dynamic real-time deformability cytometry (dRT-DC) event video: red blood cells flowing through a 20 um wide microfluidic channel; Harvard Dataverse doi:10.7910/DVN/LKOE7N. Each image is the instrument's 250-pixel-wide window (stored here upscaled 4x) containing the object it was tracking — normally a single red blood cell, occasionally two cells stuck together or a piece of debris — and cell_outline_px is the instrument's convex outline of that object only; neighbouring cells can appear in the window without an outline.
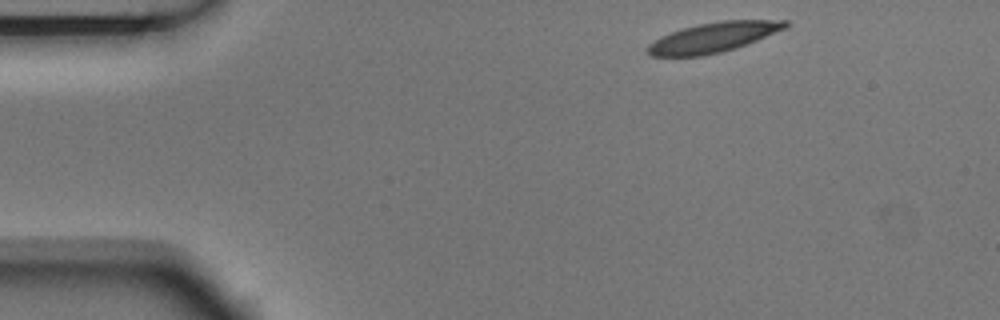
{"species": "Egyptian fruit bat (a non-hibernating species)", "species_latin": "Rousettus aegyptiacus", "temperature_condition": "room temperature", "stored_images_in_passage": 3, "camera_frame_rate_fps": 3000, "um_per_image_px": 0.085, "animal": {"sex": "male"}, "frame": {"image": 1, "passage_image": 1, "time_ms": 0.0, "image_size_px": [1000, 320], "cell_outline_px": [[792, 24], [788, 28], [736, 48], [720, 52], [700, 56], [652, 56], [648, 52], [648, 44], [660, 36], [684, 28], [700, 24], [720, 20], [788, 20]], "centroid_in_image_um": [60.7, 3.16], "position_along_channel_um": 24.3, "area_um2": 23.93}}
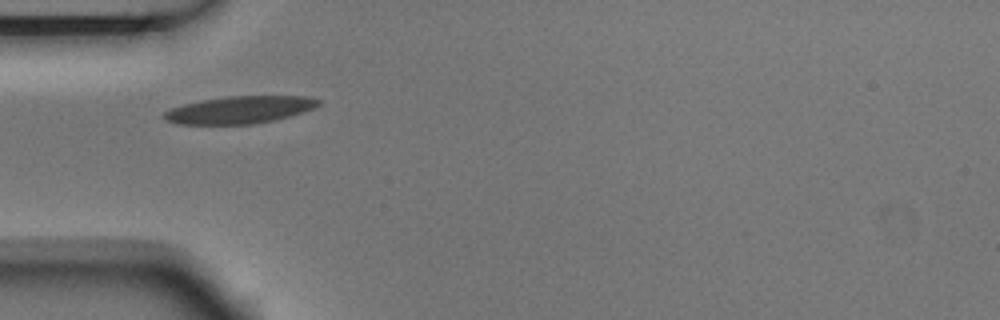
{"frame": {"image": 2, "passage_image": 3, "time_ms": 0.667, "image_size_px": [1000, 320], "cell_outline_px": [[320, 104], [312, 108], [288, 116], [272, 120], [252, 124], [176, 124], [164, 120], [160, 116], [164, 112], [172, 108], [184, 104], [200, 100], [228, 96], [308, 96], [320, 100]], "centroid_in_image_um": [20.29, 9.33], "position_along_channel_um": 64.7, "area_um2": 24.45}}